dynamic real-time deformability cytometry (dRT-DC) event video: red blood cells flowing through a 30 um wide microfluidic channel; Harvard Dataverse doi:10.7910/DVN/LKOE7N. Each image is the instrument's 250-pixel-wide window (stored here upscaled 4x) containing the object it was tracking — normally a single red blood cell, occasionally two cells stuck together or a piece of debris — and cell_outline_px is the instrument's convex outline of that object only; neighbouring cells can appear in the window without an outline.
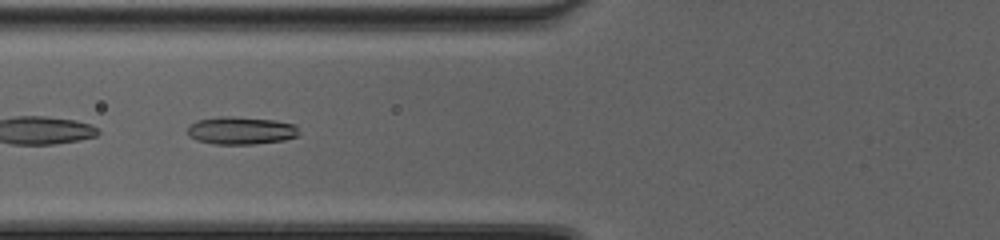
{"species": "common noctule bat (a hibernating species)", "species_latin": "Nyctalus noctula", "temperature_condition": "cold", "stored_images_in_passage": 48, "camera_frame_rate_fps": 3000, "um_per_image_px": 0.085, "animal": {"sex": "female", "body_mass_g": 20.0, "forearm_length_mm": 54.0}, "frame": {"image": 1, "passage_image": 21, "time_ms": 6.667, "image_size_px": [1000, 240], "cell_outline_px": [[300, 136], [284, 140], [256, 144], [212, 144], [196, 140], [188, 136], [188, 128], [196, 120], [220, 116], [232, 116], [276, 120], [296, 124], [300, 132]], "centroid_in_image_um": [20.52, 11.09], "position_along_channel_um": 105.3, "area_um2": 18.32}, "authors_computed_cell_mechanics": {"area_um2": 18.6694, "velocity_mm_per_s": 4.2845, "shape_relaxation_time_tau1_ms": 5.7172, "shape_relaxation_time_tau2_ms": 1.403, "deformation_change_tau1": 0.1708, "deformation_change_tau2": 0.0738}}